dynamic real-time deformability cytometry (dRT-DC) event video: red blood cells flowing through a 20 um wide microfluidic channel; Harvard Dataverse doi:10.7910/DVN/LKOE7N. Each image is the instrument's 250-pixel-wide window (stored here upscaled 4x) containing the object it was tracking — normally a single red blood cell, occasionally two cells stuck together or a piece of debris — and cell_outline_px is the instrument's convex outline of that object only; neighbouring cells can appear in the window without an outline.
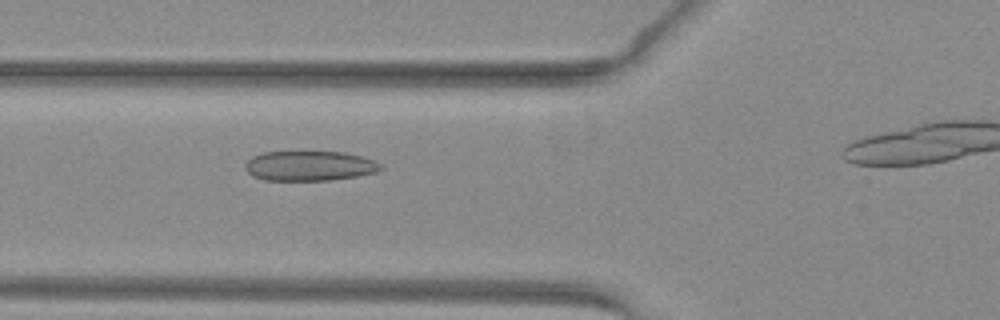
{"species": "common noctule bat (a hibernating species)", "species_latin": "Nyctalus noctula", "temperature_condition": "warm", "stored_images_in_passage": 36, "camera_frame_rate_fps": 3000, "um_per_image_px": 0.085, "animal": {"sex": "female", "body_mass_g": 29.2, "forearm_length_mm": 56.3}, "frame": {"image": 1, "passage_image": 13, "time_ms": 4.0, "image_size_px": [1000, 320], "cell_outline_px": [[384, 168], [376, 172], [356, 176], [332, 180], [264, 180], [252, 176], [244, 168], [244, 164], [252, 156], [264, 152], [344, 152], [360, 156], [384, 164]], "centroid_in_image_um": [26.31, 14.1], "position_along_channel_um": 99.5, "area_um2": 23.64}}
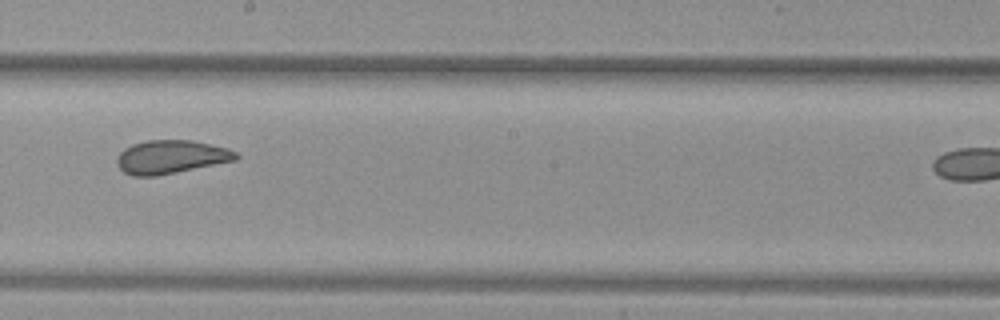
{"frame": {"image": 2, "passage_image": 23, "time_ms": 7.333, "image_size_px": [1000, 320], "cell_outline_px": [[240, 156], [236, 160], [156, 176], [132, 176], [124, 172], [116, 164], [116, 160], [120, 152], [124, 148], [132, 144], [148, 140], [192, 140], [228, 148], [236, 152]], "centroid_in_image_um": [14.52, 13.33], "position_along_channel_um": 233.7, "area_um2": 23.18}}
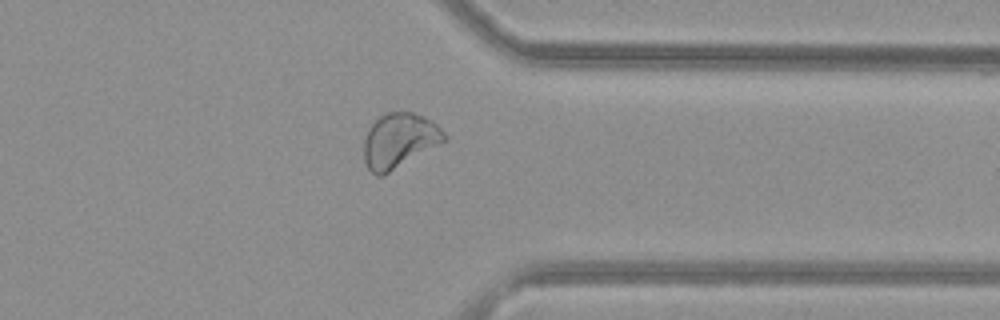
{"frame": {"image": 3, "passage_image": 34, "time_ms": 11.0, "image_size_px": [1000, 320], "cell_outline_px": [[448, 140], [384, 176], [376, 176], [368, 168], [364, 160], [364, 140], [368, 128], [384, 112], [412, 112], [424, 116], [432, 120], [448, 136]], "centroid_in_image_um": [33.96, 11.96], "position_along_channel_um": 377.4, "area_um2": 26.01}}